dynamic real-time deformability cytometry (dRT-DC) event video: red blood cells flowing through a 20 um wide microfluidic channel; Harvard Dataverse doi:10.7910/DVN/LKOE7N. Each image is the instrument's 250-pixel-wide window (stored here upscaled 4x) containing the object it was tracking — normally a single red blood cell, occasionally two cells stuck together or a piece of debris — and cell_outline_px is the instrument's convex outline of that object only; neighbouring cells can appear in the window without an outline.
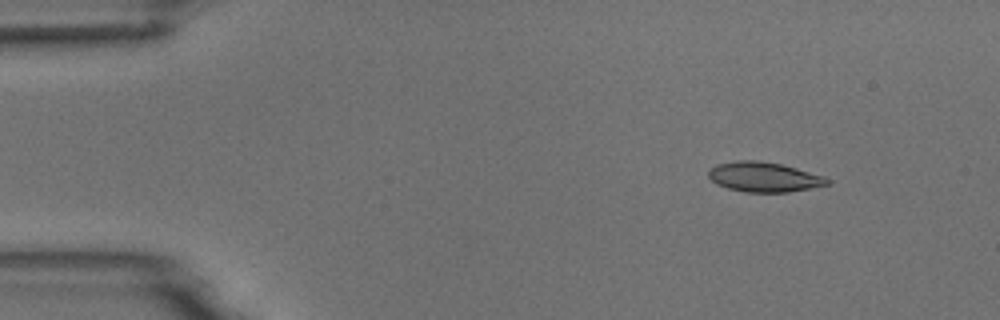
{"species": "common noctule bat (a hibernating species)", "species_latin": "Nyctalus noctula", "temperature_condition": "room temperature", "stored_images_in_passage": 10, "camera_frame_rate_fps": 3000, "um_per_image_px": 0.085, "animal": {"sex": "male", "body_mass_g": 18.8}, "frame": {"image": 1, "passage_image": 1, "time_ms": 0.0, "image_size_px": [1000, 320], "cell_outline_px": [[832, 180], [828, 184], [788, 192], [744, 192], [728, 188], [716, 184], [708, 176], [708, 168], [716, 164], [736, 160], [756, 160], [780, 164], [796, 168], [824, 176]], "centroid_in_image_um": [64.89, 15.04], "position_along_channel_um": 20.1, "area_um2": 20.63}}
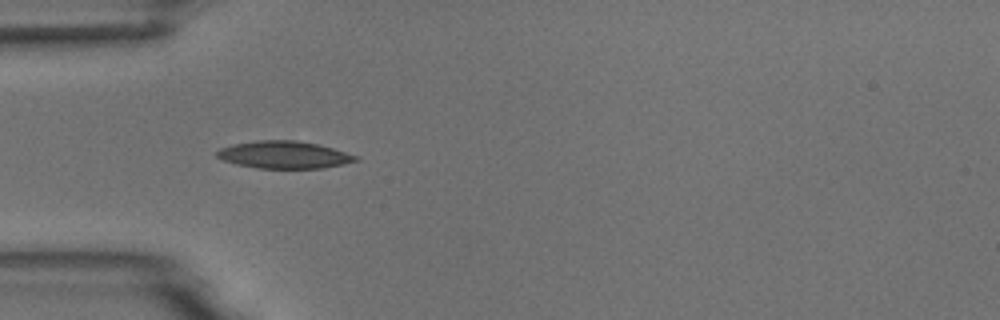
{"frame": {"image": 2, "passage_image": 4, "time_ms": 3.333, "image_size_px": [1000, 320], "cell_outline_px": [[360, 160], [344, 164], [324, 168], [256, 168], [236, 164], [224, 160], [216, 156], [216, 152], [220, 148], [232, 144], [256, 140], [296, 140], [316, 144], [332, 148], [360, 156]], "centroid_in_image_um": [24.16, 13.16], "position_along_channel_um": 60.8, "area_um2": 22.2}}
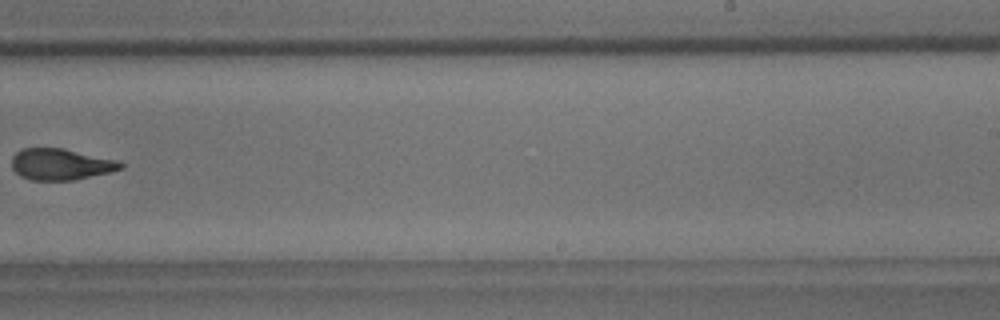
{"frame": {"image": 3, "passage_image": 9, "time_ms": 9.333, "image_size_px": [1000, 320], "cell_outline_px": [[124, 168], [112, 172], [72, 180], [32, 180], [20, 176], [12, 168], [12, 156], [20, 148], [64, 148], [112, 160], [124, 164]], "centroid_in_image_um": [5.12, 13.97], "position_along_channel_um": 283.9, "area_um2": 19.71}}